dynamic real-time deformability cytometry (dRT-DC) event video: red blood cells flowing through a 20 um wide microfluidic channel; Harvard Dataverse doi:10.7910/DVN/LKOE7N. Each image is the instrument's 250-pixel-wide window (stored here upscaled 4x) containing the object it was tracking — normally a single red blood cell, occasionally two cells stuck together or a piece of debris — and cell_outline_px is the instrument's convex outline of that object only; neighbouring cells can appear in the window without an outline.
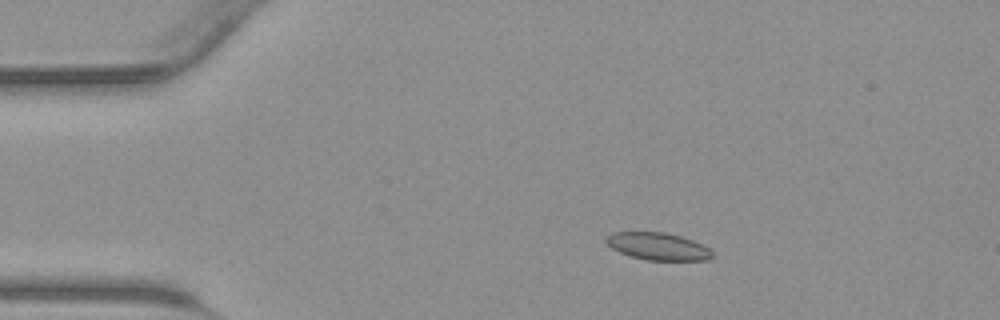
{"species": "common noctule bat (a hibernating species)", "species_latin": "Nyctalus noctula", "temperature_condition": "warm", "stored_images_in_passage": 44, "camera_frame_rate_fps": 3000, "um_per_image_px": 0.085, "animal": {"sex": "male", "body_mass_g": 23.1, "forearm_length_mm": 52.7}, "frame": {"image": 1, "passage_image": 8, "time_ms": 2.333, "image_size_px": [1000, 320], "cell_outline_px": [[712, 256], [708, 260], [648, 260], [632, 256], [620, 252], [612, 248], [604, 240], [612, 232], [664, 232], [680, 236], [692, 240], [708, 248], [712, 252]], "centroid_in_image_um": [55.91, 20.93], "position_along_channel_um": 29.1, "area_um2": 16.65}}
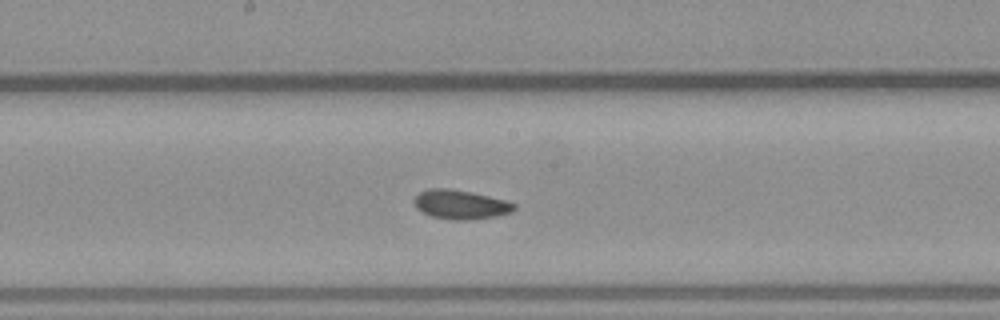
{"frame": {"image": 2, "passage_image": 23, "time_ms": 7.333, "image_size_px": [1000, 320], "cell_outline_px": [[516, 208], [512, 212], [496, 216], [468, 220], [452, 220], [432, 216], [416, 208], [416, 196], [420, 192], [428, 188], [448, 188], [488, 196], [504, 200], [516, 204]], "centroid_in_image_um": [39.17, 17.39], "position_along_channel_um": 209.0, "area_um2": 16.7}}
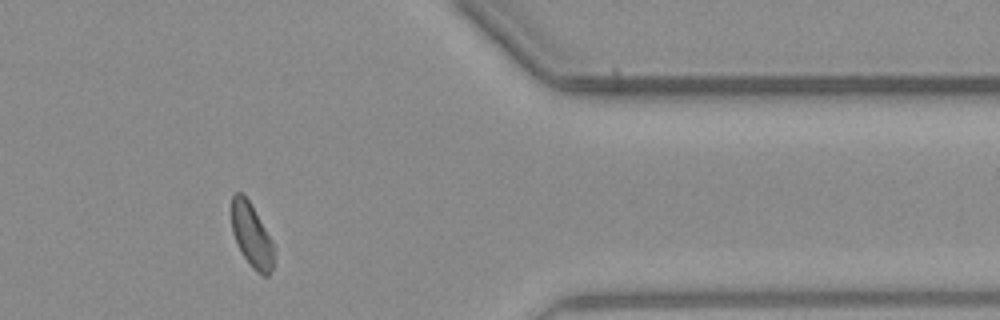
{"frame": {"image": 3, "passage_image": 36, "time_ms": 11.667, "image_size_px": [1000, 320], "cell_outline_px": [[272, 268], [268, 276], [264, 276], [256, 272], [252, 268], [244, 256], [232, 232], [232, 196], [236, 192], [240, 192], [248, 200], [264, 228], [272, 244]], "centroid_in_image_um": [21.35, 20.02], "position_along_channel_um": 390.0, "area_um2": 14.91}}